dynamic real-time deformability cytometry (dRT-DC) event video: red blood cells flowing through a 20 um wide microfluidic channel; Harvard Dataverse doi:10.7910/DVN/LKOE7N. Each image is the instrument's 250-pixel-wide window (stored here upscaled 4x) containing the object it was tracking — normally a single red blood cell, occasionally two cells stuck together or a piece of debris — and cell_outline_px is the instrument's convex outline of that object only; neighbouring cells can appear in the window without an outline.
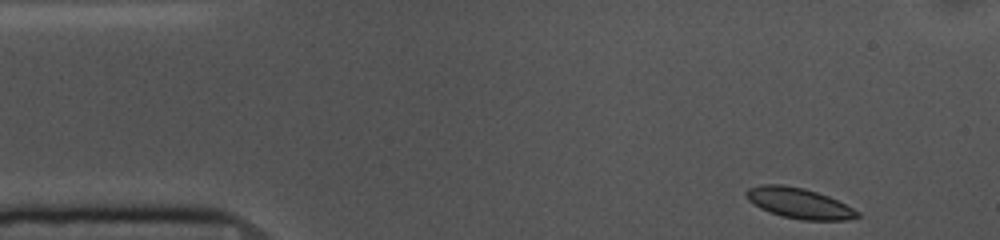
{"species": "common noctule bat (a hibernating species)", "species_latin": "Nyctalus noctula", "temperature_condition": "cold", "stored_images_in_passage": 51, "camera_frame_rate_fps": 3000, "um_per_image_px": 0.085, "animal": {"sex": "female", "body_mass_g": 10.0, "forearm_length_mm": 53.1}, "frame": {"image": 1, "passage_image": 1, "time_ms": 0.0, "image_size_px": [1000, 240], "cell_outline_px": [[860, 216], [848, 220], [800, 220], [780, 216], [768, 212], [760, 208], [748, 200], [744, 192], [748, 188], [764, 184], [780, 184], [804, 188], [828, 196], [860, 212]], "centroid_in_image_um": [67.89, 17.28], "position_along_channel_um": 17.1, "area_um2": 19.77}}
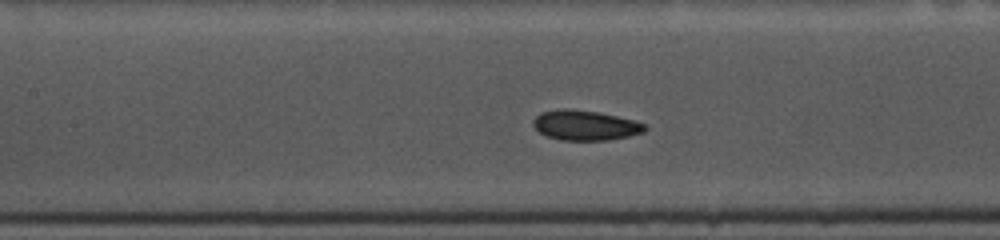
{"frame": {"image": 2, "passage_image": 19, "time_ms": 6.0, "image_size_px": [1000, 240], "cell_outline_px": [[648, 128], [644, 132], [628, 136], [608, 140], [560, 140], [548, 136], [540, 132], [532, 124], [532, 120], [540, 112], [564, 108], [568, 108], [600, 112], [632, 120], [644, 124]], "centroid_in_image_um": [49.72, 10.64], "position_along_channel_um": 157.7, "area_um2": 19.48}}
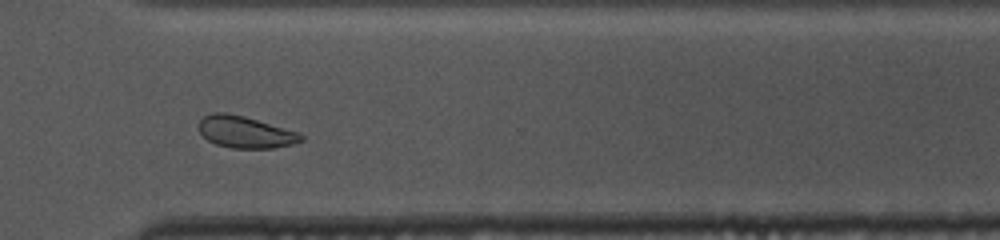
{"frame": {"image": 3, "passage_image": 35, "time_ms": 11.333, "image_size_px": [1000, 240], "cell_outline_px": [[304, 140], [292, 144], [272, 148], [232, 148], [216, 144], [208, 140], [200, 132], [200, 120], [204, 116], [212, 112], [224, 112], [244, 116], [300, 132], [304, 136]], "centroid_in_image_um": [20.88, 11.22], "position_along_channel_um": 349.7, "area_um2": 18.9}, "authors_computed_cell_mechanics": {"area_um2": 19.7676, "velocity_mm_per_s": 3.6066, "shape_relaxation_time_tau1_ms": 2.8449, "shape_relaxation_time_tau2_ms": null, "deformation_change_tau1": 0.0647, "deformation_change_tau2": null}}